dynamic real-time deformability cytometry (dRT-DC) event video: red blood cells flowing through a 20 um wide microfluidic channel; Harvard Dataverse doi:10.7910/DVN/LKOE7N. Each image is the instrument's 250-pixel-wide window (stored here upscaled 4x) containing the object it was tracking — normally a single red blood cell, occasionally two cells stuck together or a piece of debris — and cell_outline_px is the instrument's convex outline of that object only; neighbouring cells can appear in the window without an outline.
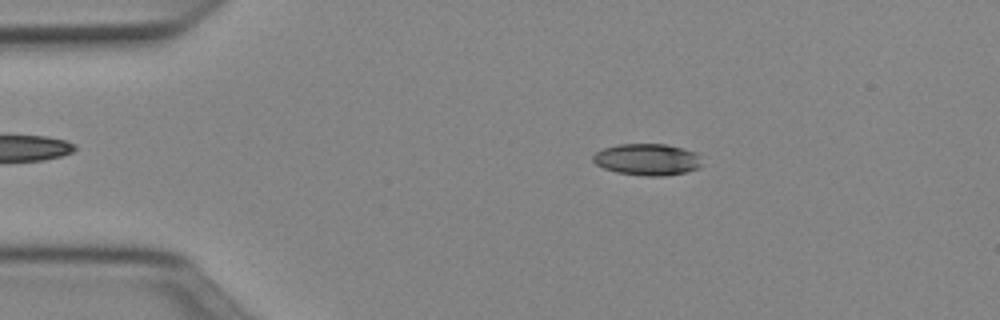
{"species": "Egyptian fruit bat (a non-hibernating species)", "species_latin": "Rousettus aegyptiacus", "temperature_condition": "cold", "stored_images_in_passage": 50, "camera_frame_rate_fps": 3000, "um_per_image_px": 0.085, "animal": {"sex": "female"}, "frame": {"image": 1, "passage_image": 9, "time_ms": 2.667, "image_size_px": [1000, 320], "cell_outline_px": [[700, 168], [684, 172], [664, 176], [648, 176], [616, 172], [604, 168], [596, 164], [592, 160], [592, 156], [596, 152], [604, 148], [620, 144], [668, 144], [684, 148], [696, 152], [700, 156]], "centroid_in_image_um": [55.03, 13.55], "position_along_channel_um": 30.0, "area_um2": 20.11}}
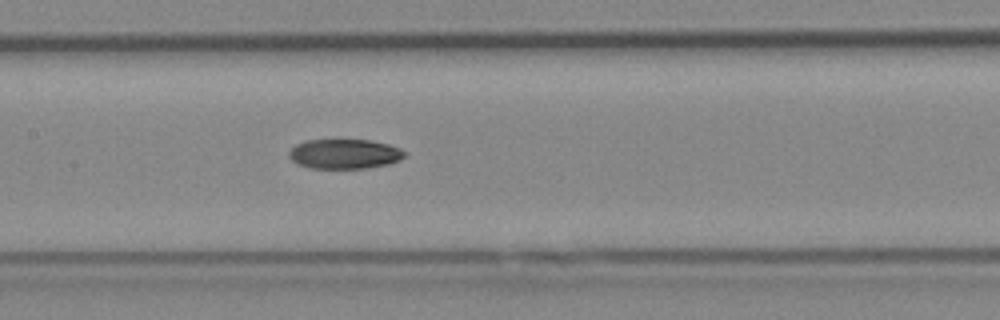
{"frame": {"image": 2, "passage_image": 24, "time_ms": 7.667, "image_size_px": [1000, 320], "cell_outline_px": [[408, 152], [400, 160], [388, 164], [368, 168], [308, 168], [296, 164], [288, 156], [288, 152], [296, 144], [304, 140], [372, 140], [388, 144], [400, 148]], "centroid_in_image_um": [29.28, 13.08], "position_along_channel_um": 178.1, "area_um2": 20.23}}
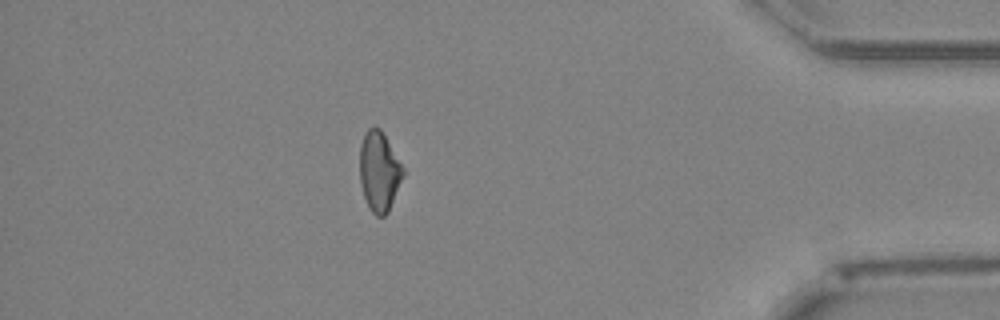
{"frame": {"image": 3, "passage_image": 44, "time_ms": 14.333, "image_size_px": [1000, 320], "cell_outline_px": [[404, 176], [388, 212], [384, 216], [376, 216], [368, 208], [360, 184], [360, 144], [368, 128], [380, 128], [404, 168]], "centroid_in_image_um": [32.23, 14.61], "position_along_channel_um": 403.0, "area_um2": 20.06}, "authors_computed_cell_mechanics": {"area_um2": 20.6346, "velocity_mm_per_s": 4.0031, "shape_relaxation_time_tau1_ms": 7.8905, "shape_relaxation_time_tau2_ms": null, "deformation_change_tau1": 0.1723, "deformation_change_tau2": null}}